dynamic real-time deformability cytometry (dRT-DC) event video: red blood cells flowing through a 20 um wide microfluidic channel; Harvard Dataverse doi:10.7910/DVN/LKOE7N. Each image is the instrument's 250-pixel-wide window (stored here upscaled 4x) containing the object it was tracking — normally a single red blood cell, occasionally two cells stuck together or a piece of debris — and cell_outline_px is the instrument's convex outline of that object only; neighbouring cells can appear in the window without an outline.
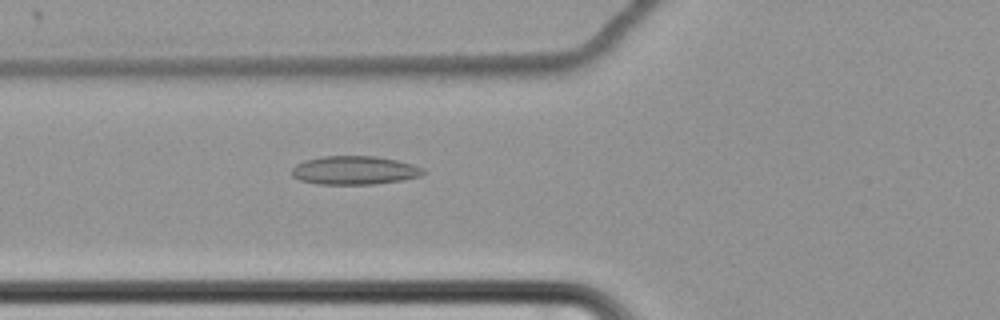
{"species": "common noctule bat (a hibernating species)", "species_latin": "Nyctalus noctula", "temperature_condition": "cold", "stored_images_in_passage": 63, "camera_frame_rate_fps": 3000, "um_per_image_px": 0.085, "animal": {"sex": "female", "body_mass_g": 22.7, "forearm_length_mm": 54.2}, "frame": {"image": 1, "passage_image": 26, "time_ms": 8.333, "image_size_px": [1000, 320], "cell_outline_px": [[424, 172], [420, 176], [404, 180], [372, 184], [316, 184], [300, 180], [292, 176], [292, 168], [296, 164], [304, 160], [320, 156], [376, 156], [396, 160], [412, 164], [424, 168]], "centroid_in_image_um": [30.11, 14.47], "position_along_channel_um": 95.7, "area_um2": 21.96}}
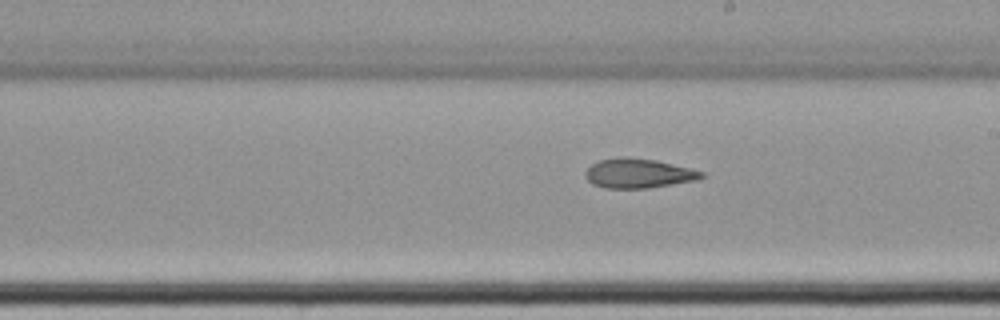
{"frame": {"image": 2, "passage_image": 38, "time_ms": 12.333, "image_size_px": [1000, 320], "cell_outline_px": [[704, 176], [700, 180], [648, 188], [604, 188], [592, 184], [584, 176], [584, 172], [592, 164], [600, 160], [620, 156], [628, 156], [656, 160], [704, 172]], "centroid_in_image_um": [54.25, 14.73], "position_along_channel_um": 234.8, "area_um2": 20.11}}
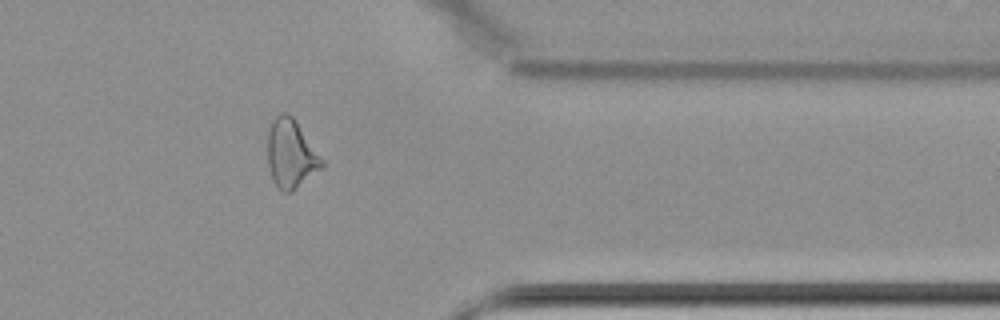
{"frame": {"image": 3, "passage_image": 52, "time_ms": 17.0, "image_size_px": [1000, 320], "cell_outline_px": [[324, 168], [292, 192], [284, 192], [276, 188], [272, 180], [268, 164], [268, 128], [272, 120], [280, 112], [288, 112], [292, 116], [324, 160]], "centroid_in_image_um": [24.73, 13.1], "position_along_channel_um": 386.7, "area_um2": 22.02}, "authors_computed_cell_mechanics": {"area_um2": 23.12, "velocity_mm_per_s": 3.4713, "shape_relaxation_time_tau1_ms": null, "shape_relaxation_time_tau2_ms": 9.7101, "deformation_change_tau1": null, "deformation_change_tau2": 0.1816}}